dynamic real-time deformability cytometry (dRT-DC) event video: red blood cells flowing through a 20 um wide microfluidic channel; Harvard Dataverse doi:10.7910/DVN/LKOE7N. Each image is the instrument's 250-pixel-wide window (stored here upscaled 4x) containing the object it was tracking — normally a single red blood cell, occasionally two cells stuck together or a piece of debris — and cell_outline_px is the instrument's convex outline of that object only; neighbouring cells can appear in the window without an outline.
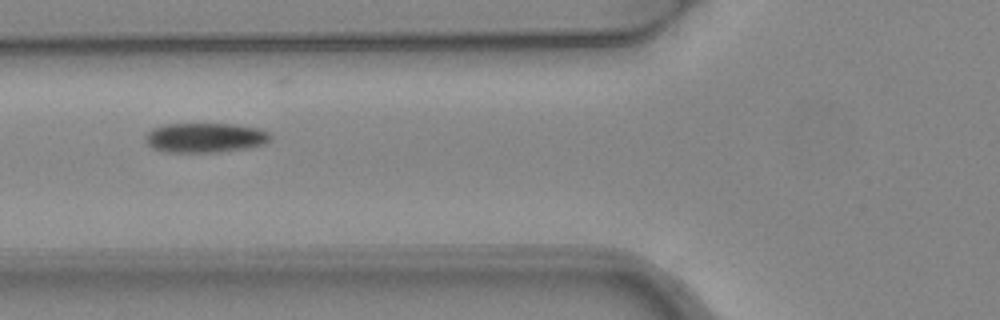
{"species": "common noctule bat (a hibernating species)", "species_latin": "Nyctalus noctula", "temperature_condition": "warm", "stored_images_in_passage": 6, "camera_frame_rate_fps": 3000, "um_per_image_px": 0.085, "animal": {"sex": "female", "body_mass_g": 24.6, "forearm_length_mm": 56.2}, "frame": {"image": 1, "passage_image": 3, "time_ms": 0.667, "image_size_px": [1000, 320], "cell_outline_px": [[272, 136], [264, 144], [248, 148], [216, 152], [168, 152], [152, 148], [148, 144], [144, 136], [152, 128], [164, 124], [232, 124], [260, 128], [268, 132]], "centroid_in_image_um": [17.43, 11.7], "position_along_channel_um": 108.4, "area_um2": 21.62}}
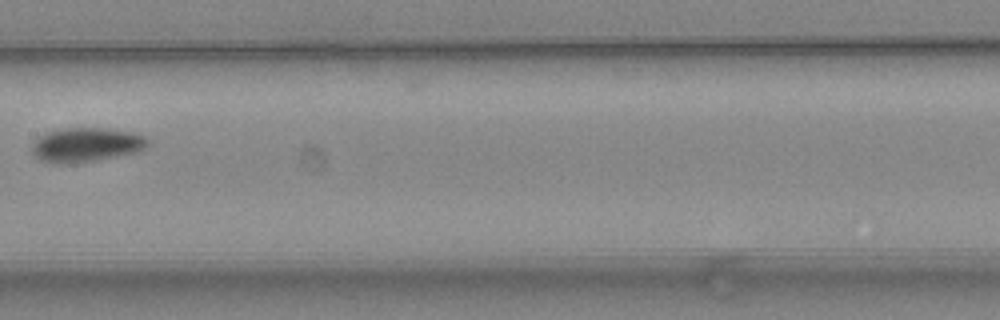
{"frame": {"image": 2, "passage_image": 5, "time_ms": 1.333, "image_size_px": [1000, 320], "cell_outline_px": [[148, 148], [136, 152], [116, 156], [92, 160], [64, 164], [60, 164], [40, 160], [32, 152], [32, 144], [40, 136], [48, 132], [68, 128], [108, 128], [136, 132], [144, 136], [148, 140]], "centroid_in_image_um": [7.37, 12.29], "position_along_channel_um": 200.0, "area_um2": 22.95}}
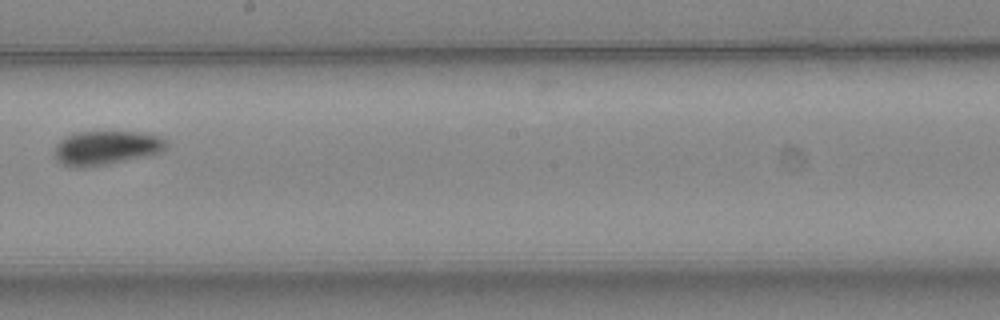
{"frame": {"image": 3, "passage_image": 6, "time_ms": 1.667, "image_size_px": [1000, 320], "cell_outline_px": [[168, 144], [160, 152], [144, 156], [108, 164], [64, 164], [56, 160], [56, 144], [60, 140], [72, 132], [140, 132], [160, 136]], "centroid_in_image_um": [9.06, 12.51], "position_along_channel_um": 239.1, "area_um2": 21.27}}